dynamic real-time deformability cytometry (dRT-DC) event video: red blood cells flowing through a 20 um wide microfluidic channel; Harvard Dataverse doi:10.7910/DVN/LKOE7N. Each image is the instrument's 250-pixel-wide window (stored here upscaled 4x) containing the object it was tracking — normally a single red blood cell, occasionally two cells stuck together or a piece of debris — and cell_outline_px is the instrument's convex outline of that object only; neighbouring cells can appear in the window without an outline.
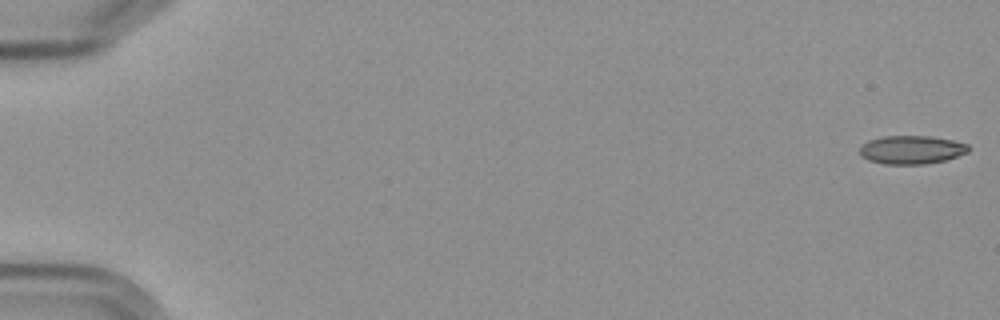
{"species": "Egyptian fruit bat (a non-hibernating species)", "species_latin": "Rousettus aegyptiacus", "temperature_condition": "cold", "stored_images_in_passage": 5, "camera_frame_rate_fps": 3000, "um_per_image_px": 0.085, "frame": {"image": 1, "passage_image": 1, "time_ms": 0.0, "image_size_px": [1000, 320], "cell_outline_px": [[968, 152], [944, 160], [924, 164], [884, 164], [868, 160], [860, 156], [860, 148], [868, 140], [884, 136], [932, 136], [952, 140], [968, 144]], "centroid_in_image_um": [77.45, 12.73], "position_along_channel_um": 7.5, "area_um2": 17.92}}